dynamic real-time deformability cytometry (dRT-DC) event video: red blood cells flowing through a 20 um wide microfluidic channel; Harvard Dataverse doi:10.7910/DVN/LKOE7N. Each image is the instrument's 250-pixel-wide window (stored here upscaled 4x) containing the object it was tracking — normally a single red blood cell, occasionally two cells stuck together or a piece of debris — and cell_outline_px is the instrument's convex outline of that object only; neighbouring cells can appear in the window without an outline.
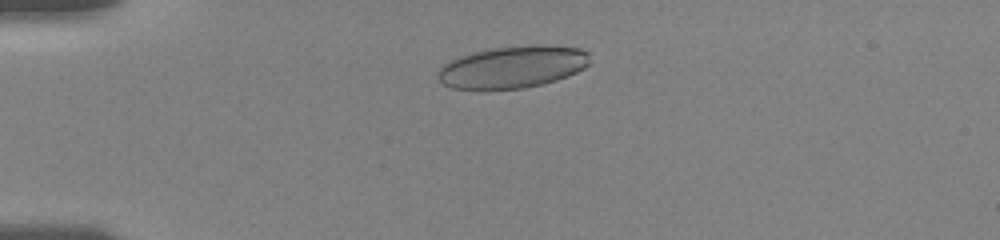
{"species": "human", "species_latin": "Homo sapiens", "temperature_condition": "room temperature", "stored_images_in_passage": 42, "camera_frame_rate_fps": 3000, "um_per_image_px": 0.085, "donor": {"sex": "female"}, "frame": {"image": 1, "passage_image": 4, "time_ms": 2.0, "image_size_px": [1000, 240], "cell_outline_px": [[588, 64], [584, 68], [568, 76], [556, 80], [524, 88], [452, 88], [444, 84], [436, 76], [436, 72], [448, 60], [460, 56], [492, 48], [536, 44], [544, 44], [580, 48], [588, 52]], "centroid_in_image_um": [43.58, 5.67], "position_along_channel_um": 41.4, "area_um2": 36.99}}
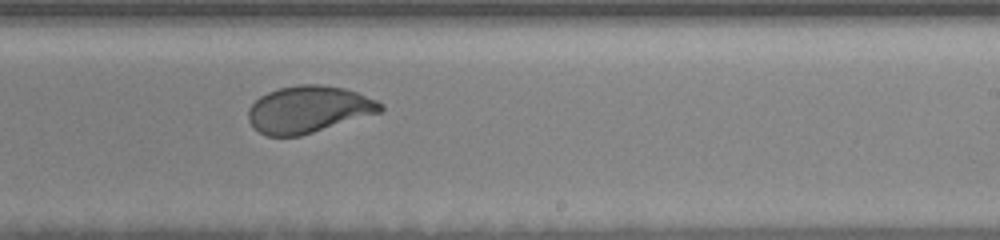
{"frame": {"image": 2, "passage_image": 18, "time_ms": 9.0, "image_size_px": [1000, 240], "cell_outline_px": [[384, 108], [380, 112], [300, 136], [268, 136], [260, 132], [248, 120], [248, 108], [260, 96], [268, 92], [280, 88], [296, 84], [320, 84], [344, 88], [356, 92], [376, 100], [384, 104]], "centroid_in_image_um": [26.22, 9.29], "position_along_channel_um": 262.8, "area_um2": 35.89}}
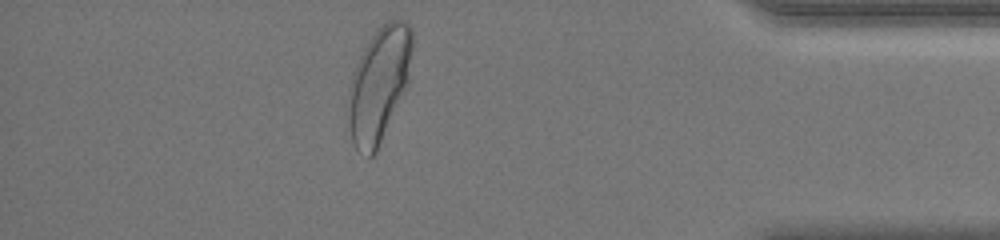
{"frame": {"image": 3, "passage_image": 37, "time_ms": 13.667, "image_size_px": [1000, 240], "cell_outline_px": [[412, 44], [408, 84], [376, 152], [372, 156], [368, 156], [356, 148], [352, 140], [348, 120], [348, 92], [352, 72], [364, 48], [372, 36], [388, 20], [404, 20], [408, 24], [412, 32]], "centroid_in_image_um": [32.21, 7.17], "position_along_channel_um": 403.0, "area_um2": 42.19}, "authors_computed_cell_mechanics": {"area_um2": 37.3966, "velocity_mm_per_s": 3.6738, "shape_relaxation_time_tau1_ms": 3.0045, "shape_relaxation_time_tau2_ms": null, "deformation_change_tau1": 0.1352, "deformation_change_tau2": null}}